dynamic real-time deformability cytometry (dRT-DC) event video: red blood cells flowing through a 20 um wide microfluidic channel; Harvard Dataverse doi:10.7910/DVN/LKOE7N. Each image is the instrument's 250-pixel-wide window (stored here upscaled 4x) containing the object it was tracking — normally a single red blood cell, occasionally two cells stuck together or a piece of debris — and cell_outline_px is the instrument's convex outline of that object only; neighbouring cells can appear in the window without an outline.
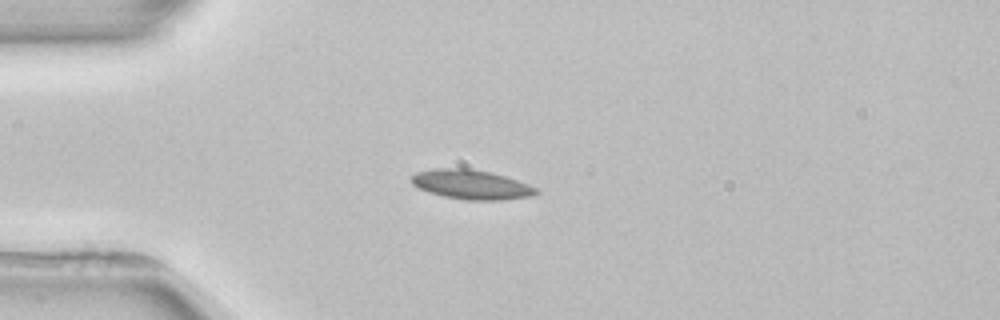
{"species": "common noctule bat (a hibernating species)", "species_latin": "Nyctalus noctula", "temperature_condition": "room temperature", "stored_images_in_passage": 4, "camera_frame_rate_fps": 3000, "um_per_image_px": 0.085, "animal": {"sex": "female", "body_mass_g": 22.7, "forearm_length_mm": 54.2}, "frame": {"image": 1, "passage_image": 3, "time_ms": 4.0, "image_size_px": [1000, 320], "cell_outline_px": [[540, 192], [528, 196], [500, 200], [468, 200], [444, 196], [428, 192], [412, 184], [412, 176], [416, 172], [436, 168], [468, 168], [492, 172], [528, 184], [536, 188]], "centroid_in_image_um": [40.04, 15.68], "position_along_channel_um": 45.0, "area_um2": 21.15}}
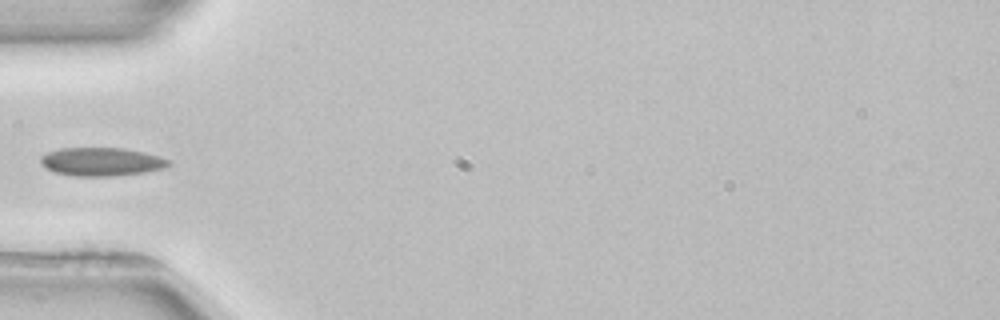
{"frame": {"image": 2, "passage_image": 4, "time_ms": 5.333, "image_size_px": [1000, 320], "cell_outline_px": [[172, 164], [164, 168], [144, 172], [116, 176], [76, 176], [56, 172], [40, 164], [40, 156], [48, 152], [64, 148], [124, 148], [144, 152], [160, 156], [172, 160]], "centroid_in_image_um": [8.68, 13.74], "position_along_channel_um": 76.3, "area_um2": 21.21}}